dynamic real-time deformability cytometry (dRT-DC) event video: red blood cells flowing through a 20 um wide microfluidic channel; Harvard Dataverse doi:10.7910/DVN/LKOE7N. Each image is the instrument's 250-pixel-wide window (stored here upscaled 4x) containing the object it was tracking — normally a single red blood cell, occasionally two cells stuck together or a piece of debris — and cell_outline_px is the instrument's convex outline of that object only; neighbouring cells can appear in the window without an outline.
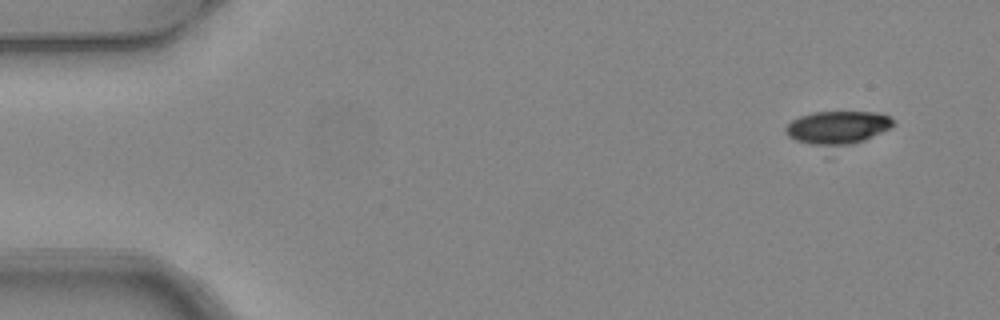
{"species": "common noctule bat (a hibernating species)", "species_latin": "Nyctalus noctula", "temperature_condition": "warm", "stored_images_in_passage": 5, "camera_frame_rate_fps": 3000, "um_per_image_px": 0.085, "animal": {"sex": "female", "body_mass_g": 24.6, "forearm_length_mm": 56.2}, "frame": {"image": 1, "passage_image": 1, "time_ms": 0.0, "image_size_px": [1000, 320], "cell_outline_px": [[892, 124], [888, 128], [864, 140], [852, 144], [812, 144], [796, 140], [788, 136], [784, 132], [784, 128], [792, 120], [800, 116], [812, 112], [880, 112], [888, 116], [892, 120]], "centroid_in_image_um": [71.14, 10.81], "position_along_channel_um": 13.9, "area_um2": 20.17}}